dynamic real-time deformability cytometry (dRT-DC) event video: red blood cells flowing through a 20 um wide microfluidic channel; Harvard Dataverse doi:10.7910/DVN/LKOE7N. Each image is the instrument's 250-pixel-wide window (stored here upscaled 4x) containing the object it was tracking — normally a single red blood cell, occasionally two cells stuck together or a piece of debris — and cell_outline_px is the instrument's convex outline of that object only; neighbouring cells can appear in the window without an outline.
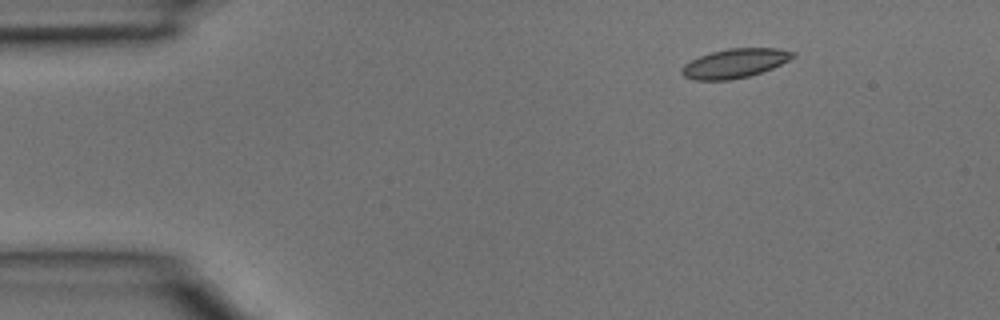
{"species": "common noctule bat (a hibernating species)", "species_latin": "Nyctalus noctula", "temperature_condition": "room temperature", "stored_images_in_passage": 3, "camera_frame_rate_fps": 3000, "um_per_image_px": 0.085, "animal": {"sex": "male", "body_mass_g": 15.6}, "frame": {"image": 1, "passage_image": 1, "time_ms": 0.0, "image_size_px": [1000, 320], "cell_outline_px": [[796, 56], [772, 68], [748, 76], [728, 80], [696, 80], [684, 76], [680, 72], [684, 64], [700, 56], [712, 52], [728, 48], [780, 48], [796, 52]], "centroid_in_image_um": [62.47, 5.37], "position_along_channel_um": 22.5, "area_um2": 18.73}}